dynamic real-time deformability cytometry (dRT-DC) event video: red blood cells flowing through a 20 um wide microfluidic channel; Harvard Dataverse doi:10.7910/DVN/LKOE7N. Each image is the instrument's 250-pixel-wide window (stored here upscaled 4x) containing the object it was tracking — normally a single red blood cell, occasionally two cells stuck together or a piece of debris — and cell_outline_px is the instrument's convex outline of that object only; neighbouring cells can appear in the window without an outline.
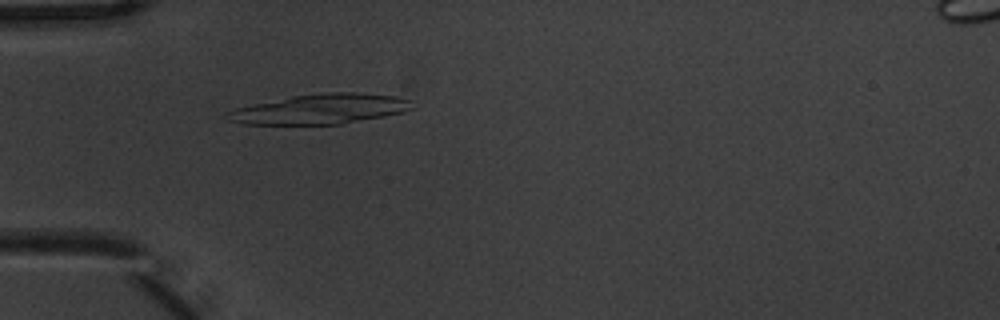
{"species": "common noctule bat (a hibernating species)", "species_latin": "Nyctalus noctula", "temperature_condition": "warm", "stored_images_in_passage": 4, "camera_frame_rate_fps": 3000, "um_per_image_px": 0.085, "animal": {"sex": "male", "body_mass_g": 20.1, "forearm_length_mm": 53.5}, "frame": {"image": 1, "passage_image": 4, "time_ms": 1.0, "image_size_px": [1000, 320], "cell_outline_px": [[412, 108], [404, 112], [384, 116], [340, 124], [244, 124], [228, 120], [224, 112], [236, 108], [292, 96], [324, 92], [356, 92], [396, 96], [412, 100]], "centroid_in_image_um": [27.24, 9.26], "position_along_channel_um": 57.8, "area_um2": 32.14}}